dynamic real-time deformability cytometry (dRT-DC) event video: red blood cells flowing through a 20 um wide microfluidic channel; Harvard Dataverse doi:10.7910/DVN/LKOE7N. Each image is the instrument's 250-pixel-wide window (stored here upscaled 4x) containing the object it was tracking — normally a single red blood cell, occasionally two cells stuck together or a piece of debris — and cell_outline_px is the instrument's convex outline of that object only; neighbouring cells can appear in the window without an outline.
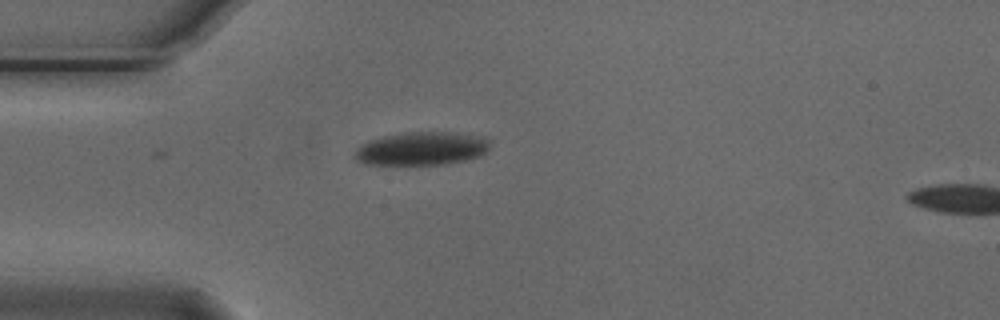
{"species": "Egyptian fruit bat (a non-hibernating species)", "species_latin": "Rousettus aegyptiacus", "temperature_condition": "cold", "stored_images_in_passage": 16, "camera_frame_rate_fps": 3000, "um_per_image_px": 0.085, "animal": {"sex": "male"}, "frame": {"image": 1, "passage_image": 1, "time_ms": 0.0, "image_size_px": [1000, 320], "cell_outline_px": [[488, 148], [480, 156], [464, 160], [444, 164], [364, 164], [356, 160], [352, 156], [360, 144], [368, 140], [384, 136], [404, 132], [456, 132], [484, 136], [488, 140]], "centroid_in_image_um": [35.8, 12.61], "position_along_channel_um": 49.2, "area_um2": 26.3}}
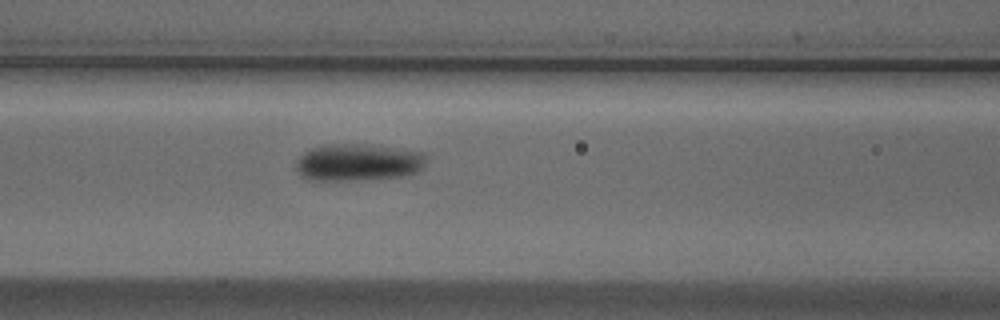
{"frame": {"image": 2, "passage_image": 9, "time_ms": 2.667, "image_size_px": [1000, 320], "cell_outline_px": [[428, 156], [420, 172], [408, 176], [340, 180], [308, 180], [300, 176], [296, 172], [296, 160], [308, 148], [320, 144], [368, 144], [424, 152]], "centroid_in_image_um": [30.42, 13.78], "position_along_channel_um": 136.2, "area_um2": 28.67}}
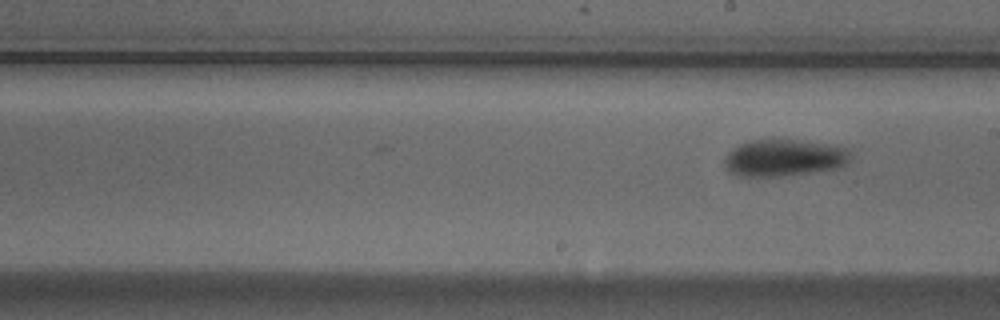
{"frame": {"image": 3, "passage_image": 16, "time_ms": 5.0, "image_size_px": [1000, 320], "cell_outline_px": [[848, 160], [840, 168], [784, 176], [736, 176], [728, 172], [724, 164], [724, 156], [732, 148], [740, 144], [752, 140], [796, 140], [824, 144], [848, 148]], "centroid_in_image_um": [66.57, 13.43], "position_along_channel_um": 222.4, "area_um2": 26.93}}